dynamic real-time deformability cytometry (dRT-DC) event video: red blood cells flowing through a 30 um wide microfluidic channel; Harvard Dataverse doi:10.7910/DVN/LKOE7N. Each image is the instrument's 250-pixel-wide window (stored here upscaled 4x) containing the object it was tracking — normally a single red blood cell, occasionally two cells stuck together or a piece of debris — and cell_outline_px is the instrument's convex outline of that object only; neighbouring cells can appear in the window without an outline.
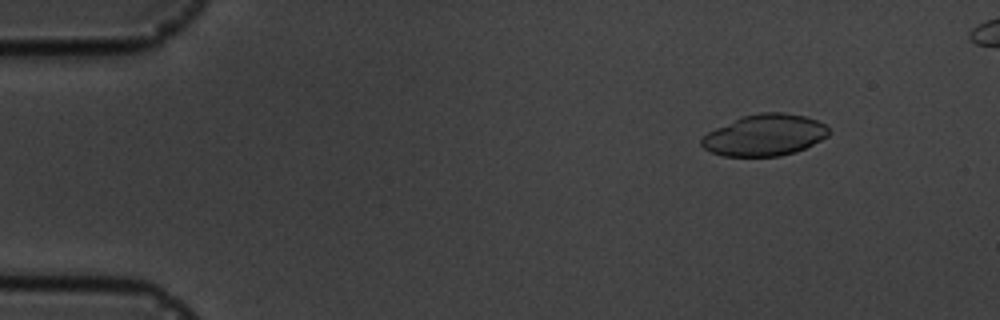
{"species": "common noctule bat (a hibernating species)", "species_latin": "Nyctalus noctula", "temperature_condition": "cold", "stored_images_in_passage": 6, "camera_frame_rate_fps": 3000, "um_per_image_px": 0.085, "animal": {"sex": "male", "body_mass_g": 19.5, "forearm_length_mm": 54.6}, "frame": {"image": 1, "passage_image": 2, "time_ms": 1.333, "image_size_px": [1000, 320], "cell_outline_px": [[828, 136], [796, 152], [780, 156], [724, 156], [712, 152], [704, 148], [700, 144], [700, 140], [708, 132], [716, 128], [744, 116], [760, 112], [784, 112], [804, 116], [816, 120], [824, 124], [828, 128]], "centroid_in_image_um": [65.0, 11.49], "position_along_channel_um": 20.0, "area_um2": 30.4}}